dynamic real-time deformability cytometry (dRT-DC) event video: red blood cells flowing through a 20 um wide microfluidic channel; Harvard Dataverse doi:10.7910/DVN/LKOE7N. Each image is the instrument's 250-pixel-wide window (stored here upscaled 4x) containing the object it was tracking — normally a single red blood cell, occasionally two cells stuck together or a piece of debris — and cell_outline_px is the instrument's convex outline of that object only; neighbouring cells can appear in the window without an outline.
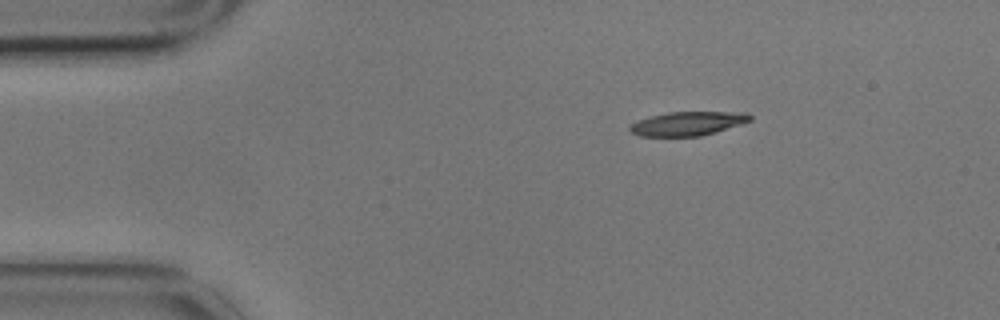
{"species": "common noctule bat (a hibernating species)", "species_latin": "Nyctalus noctula", "temperature_condition": "cold", "stored_images_in_passage": 3, "camera_frame_rate_fps": 3000, "um_per_image_px": 0.085, "animal": {"sex": "male", "body_mass_g": 17.9}, "frame": {"image": 1, "passage_image": 1, "time_ms": 0.0, "image_size_px": [1000, 320], "cell_outline_px": [[752, 120], [740, 124], [700, 136], [640, 136], [632, 132], [628, 128], [628, 124], [652, 116], [668, 112], [748, 112], [752, 116]], "centroid_in_image_um": [58.45, 10.49], "position_along_channel_um": 26.5, "area_um2": 16.59}}